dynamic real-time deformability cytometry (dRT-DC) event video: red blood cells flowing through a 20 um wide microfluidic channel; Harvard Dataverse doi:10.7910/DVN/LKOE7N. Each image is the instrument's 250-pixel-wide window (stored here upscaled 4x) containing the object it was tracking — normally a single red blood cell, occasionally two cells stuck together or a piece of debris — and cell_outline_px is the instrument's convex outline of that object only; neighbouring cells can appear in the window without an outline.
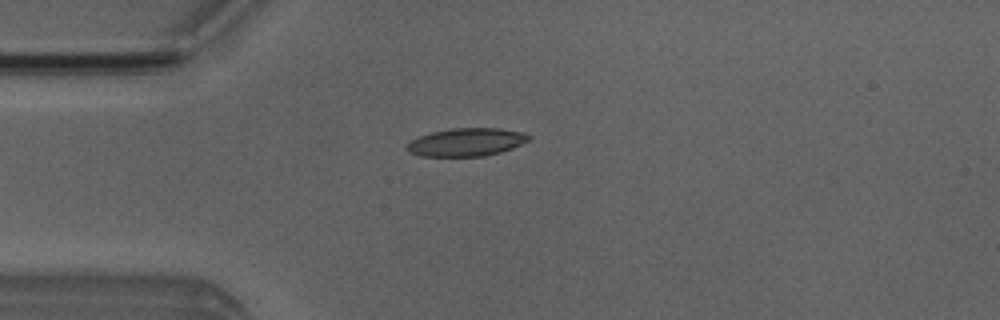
{"species": "Egyptian fruit bat (a non-hibernating species)", "species_latin": "Rousettus aegyptiacus", "temperature_condition": "room temperature", "stored_images_in_passage": 5, "camera_frame_rate_fps": 3000, "um_per_image_px": 0.085, "animal": {"sex": "male"}, "frame": {"image": 1, "passage_image": 4, "time_ms": 3.333, "image_size_px": [1000, 320], "cell_outline_px": [[532, 136], [528, 140], [512, 148], [500, 152], [484, 156], [420, 156], [408, 152], [404, 148], [412, 140], [420, 136], [432, 132], [452, 128], [500, 128], [520, 132]], "centroid_in_image_um": [39.61, 12.08], "position_along_channel_um": 45.4, "area_um2": 19.77}}